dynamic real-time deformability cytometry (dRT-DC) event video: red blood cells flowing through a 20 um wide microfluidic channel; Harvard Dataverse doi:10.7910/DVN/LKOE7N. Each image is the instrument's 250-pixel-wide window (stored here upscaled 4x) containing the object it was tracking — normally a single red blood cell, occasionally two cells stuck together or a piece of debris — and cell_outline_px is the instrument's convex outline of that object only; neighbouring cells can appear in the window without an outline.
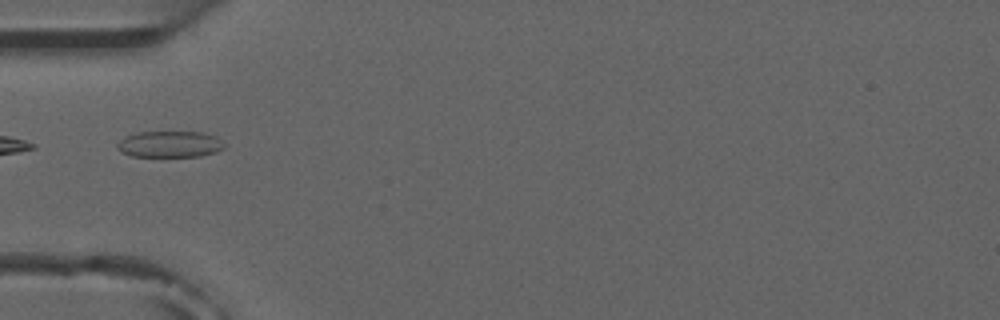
{"species": "common noctule bat (a hibernating species)", "species_latin": "Nyctalus noctula", "temperature_condition": "room temperature", "stored_images_in_passage": 3, "camera_frame_rate_fps": 3000, "um_per_image_px": 0.085, "animal": {"sex": "male", "forearm_length_mm": 52.5}, "frame": {"image": 1, "passage_image": 2, "time_ms": 1.333, "image_size_px": [1000, 320], "cell_outline_px": [[224, 148], [216, 152], [200, 156], [132, 156], [120, 152], [116, 148], [116, 144], [124, 136], [136, 132], [200, 132], [216, 136], [224, 144]], "centroid_in_image_um": [14.39, 12.25], "position_along_channel_um": 70.6, "area_um2": 16.47}}
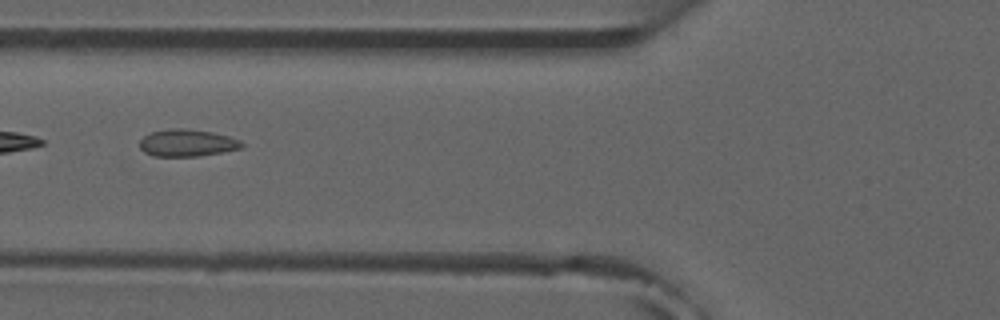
{"frame": {"image": 2, "passage_image": 3, "time_ms": 2.333, "image_size_px": [1000, 320], "cell_outline_px": [[244, 148], [200, 156], [152, 156], [144, 152], [140, 148], [140, 140], [144, 136], [152, 132], [172, 128], [184, 128], [212, 132], [228, 136], [240, 140], [244, 144]], "centroid_in_image_um": [15.92, 12.15], "position_along_channel_um": 109.9, "area_um2": 16.18}}